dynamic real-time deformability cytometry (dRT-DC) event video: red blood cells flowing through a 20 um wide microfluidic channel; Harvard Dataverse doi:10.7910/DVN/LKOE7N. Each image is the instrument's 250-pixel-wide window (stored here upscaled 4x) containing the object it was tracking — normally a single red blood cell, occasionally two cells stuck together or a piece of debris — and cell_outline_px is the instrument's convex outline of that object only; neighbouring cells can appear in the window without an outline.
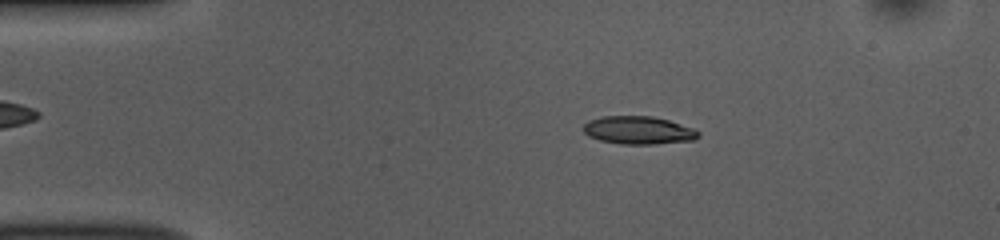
{"species": "common noctule bat (a hibernating species)", "species_latin": "Nyctalus noctula", "temperature_condition": "room temperature", "stored_images_in_passage": 52, "camera_frame_rate_fps": 3000, "um_per_image_px": 0.085, "animal": {"sex": "female", "body_mass_g": 10.0, "forearm_length_mm": 53.1}, "frame": {"image": 1, "passage_image": 9, "time_ms": 2.667, "image_size_px": [1000, 240], "cell_outline_px": [[700, 136], [692, 140], [652, 144], [620, 144], [600, 140], [588, 136], [580, 128], [588, 120], [600, 116], [652, 116], [668, 120], [692, 128], [700, 132]], "centroid_in_image_um": [54.2, 11.06], "position_along_channel_um": 30.8, "area_um2": 18.79}}
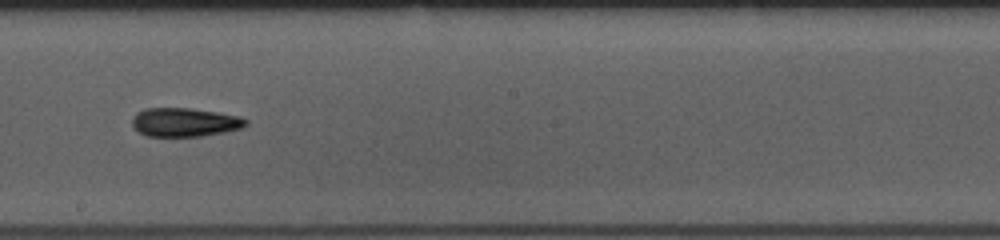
{"frame": {"image": 2, "passage_image": 29, "time_ms": 9.333, "image_size_px": [1000, 240], "cell_outline_px": [[248, 124], [244, 128], [224, 132], [200, 136], [148, 136], [132, 128], [132, 120], [136, 112], [144, 108], [192, 108], [240, 116], [248, 120]], "centroid_in_image_um": [15.71, 10.38], "position_along_channel_um": 232.5, "area_um2": 19.19}}
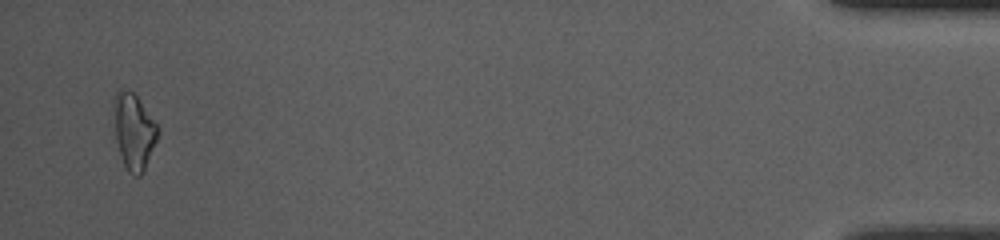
{"frame": {"image": 3, "passage_image": 51, "time_ms": 16.667, "image_size_px": [1000, 240], "cell_outline_px": [[160, 132], [144, 172], [140, 176], [136, 176], [128, 172], [120, 156], [116, 140], [112, 104], [112, 100], [116, 92], [120, 88], [124, 88], [132, 92], [136, 96], [160, 128]], "centroid_in_image_um": [11.36, 11.16], "position_along_channel_um": 423.8, "area_um2": 19.77}, "authors_computed_cell_mechanics": {"area_um2": 18.4093, "velocity_mm_per_s": 3.7292, "shape_relaxation_time_tau1_ms": 7.7015, "shape_relaxation_time_tau2_ms": 6.9505, "deformation_change_tau1": 0.1875, "deformation_change_tau2": 0.1848}}